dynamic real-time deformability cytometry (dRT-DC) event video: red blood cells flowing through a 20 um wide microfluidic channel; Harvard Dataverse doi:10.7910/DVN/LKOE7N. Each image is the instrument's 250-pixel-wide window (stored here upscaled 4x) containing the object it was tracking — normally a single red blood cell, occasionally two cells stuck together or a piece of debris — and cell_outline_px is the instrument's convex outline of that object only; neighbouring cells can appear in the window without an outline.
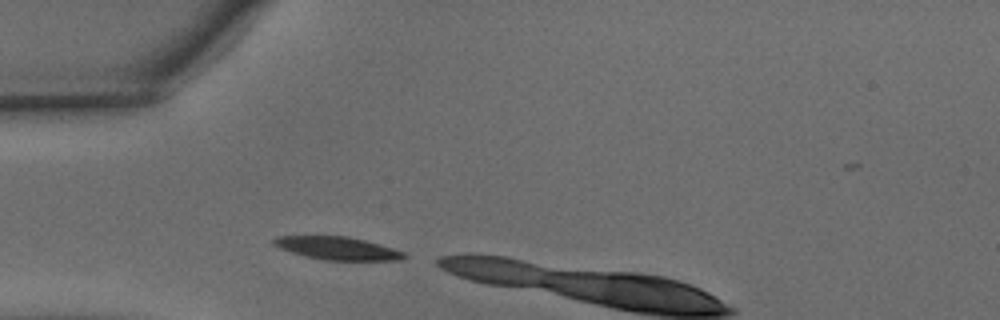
{"species": "common noctule bat (a hibernating species)", "species_latin": "Nyctalus noctula", "temperature_condition": "warm", "stored_images_in_passage": 4, "camera_frame_rate_fps": 3000, "um_per_image_px": 0.085, "animal": {"sex": "male", "body_mass_g": 15.6}, "frame": {"image": 1, "passage_image": 1, "time_ms": 0.0, "image_size_px": [1000, 320], "cell_outline_px": [[408, 256], [404, 260], [324, 260], [304, 256], [280, 248], [272, 244], [272, 240], [276, 236], [348, 236], [380, 244], [404, 252]], "centroid_in_image_um": [28.69, 21.1], "position_along_channel_um": 56.3, "area_um2": 17.46}}